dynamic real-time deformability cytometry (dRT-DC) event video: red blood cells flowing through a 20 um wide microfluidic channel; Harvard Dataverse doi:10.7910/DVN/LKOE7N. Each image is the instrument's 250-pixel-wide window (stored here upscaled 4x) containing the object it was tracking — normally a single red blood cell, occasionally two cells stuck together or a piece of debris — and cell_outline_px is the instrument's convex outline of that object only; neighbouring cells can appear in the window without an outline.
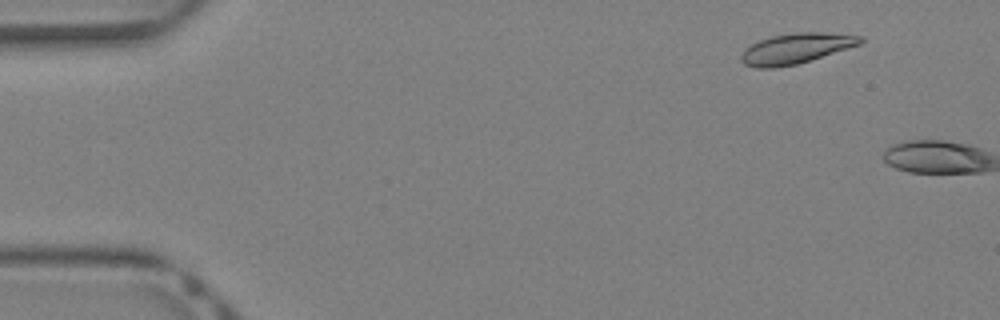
{"species": "Egyptian fruit bat (a non-hibernating species)", "species_latin": "Rousettus aegyptiacus", "temperature_condition": "warm", "stored_images_in_passage": 6, "camera_frame_rate_fps": 3000, "um_per_image_px": 0.085, "animal": {"sex": "female"}, "frame": {"image": 1, "passage_image": 4, "time_ms": 1.0, "image_size_px": [1000, 320], "cell_outline_px": [[864, 40], [860, 44], [796, 64], [772, 68], [756, 68], [744, 64], [740, 60], [740, 56], [744, 48], [760, 40], [772, 36], [796, 32], [820, 32], [864, 36]], "centroid_in_image_um": [67.62, 4.11], "position_along_channel_um": 17.4, "area_um2": 20.87}}